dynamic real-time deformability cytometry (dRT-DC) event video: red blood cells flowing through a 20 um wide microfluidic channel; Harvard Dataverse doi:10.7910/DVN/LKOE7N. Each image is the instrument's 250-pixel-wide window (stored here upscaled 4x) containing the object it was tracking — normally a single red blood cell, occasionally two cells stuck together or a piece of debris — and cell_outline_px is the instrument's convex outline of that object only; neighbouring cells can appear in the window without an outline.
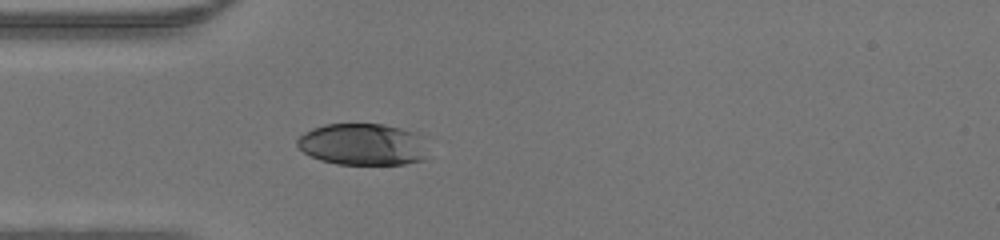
{"species": "human", "species_latin": "Homo sapiens", "temperature_condition": "warm", "stored_images_in_passage": 34, "camera_frame_rate_fps": 3000, "um_per_image_px": 0.085, "donor": {"sex": "male"}, "frame": {"image": 1, "passage_image": 1, "time_ms": 0.0, "image_size_px": [1000, 240], "cell_outline_px": [[424, 160], [404, 164], [336, 164], [320, 160], [304, 152], [296, 144], [296, 140], [304, 132], [312, 128], [324, 124], [384, 124], [416, 132], [420, 136], [424, 156]], "centroid_in_image_um": [30.77, 12.26], "position_along_channel_um": 54.2, "area_um2": 31.56}}
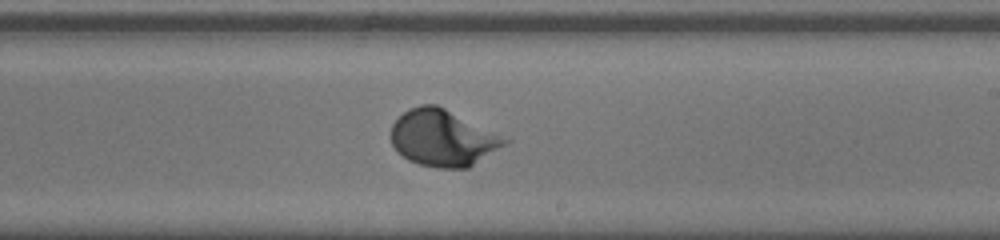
{"frame": {"image": 2, "passage_image": 15, "time_ms": 4.667, "image_size_px": [1000, 240], "cell_outline_px": [[512, 140], [468, 168], [436, 168], [420, 164], [408, 160], [392, 144], [392, 124], [408, 108], [420, 104], [436, 104]], "centroid_in_image_um": [37.64, 11.72], "position_along_channel_um": 251.4, "area_um2": 36.99}}
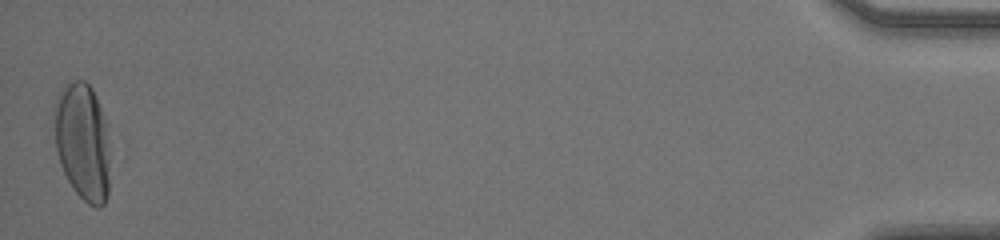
{"frame": {"image": 3, "passage_image": 34, "time_ms": 11.0, "image_size_px": [1000, 240], "cell_outline_px": [[108, 196], [104, 204], [100, 208], [96, 208], [88, 204], [72, 188], [60, 164], [56, 148], [56, 92], [72, 80], [84, 80], [92, 88], [96, 96], [104, 120], [108, 156]], "centroid_in_image_um": [7.01, 12.06], "position_along_channel_um": 428.2, "area_um2": 37.45}}